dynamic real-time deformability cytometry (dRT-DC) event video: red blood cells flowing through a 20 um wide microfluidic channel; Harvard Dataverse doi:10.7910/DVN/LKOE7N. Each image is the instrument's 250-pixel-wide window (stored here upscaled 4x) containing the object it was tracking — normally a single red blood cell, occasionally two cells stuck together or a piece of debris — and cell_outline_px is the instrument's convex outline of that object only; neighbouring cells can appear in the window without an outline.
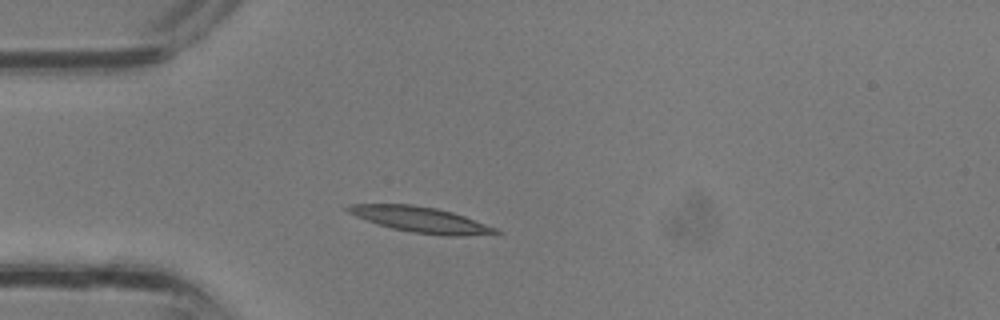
{"species": "common noctule bat (a hibernating species)", "species_latin": "Nyctalus noctula", "temperature_condition": "room temperature", "stored_images_in_passage": 24, "camera_frame_rate_fps": 3000, "um_per_image_px": 0.085, "animal": {"sex": "male", "body_mass_g": 13.3}, "frame": {"image": 1, "passage_image": 4, "time_ms": 1.0, "image_size_px": [1000, 320], "cell_outline_px": [[504, 232], [464, 236], [448, 236], [412, 232], [392, 228], [356, 216], [348, 212], [344, 208], [348, 204], [412, 204], [436, 208], [452, 212], [464, 216], [496, 228]], "centroid_in_image_um": [35.76, 18.66], "position_along_channel_um": 49.2, "area_um2": 21.73}}
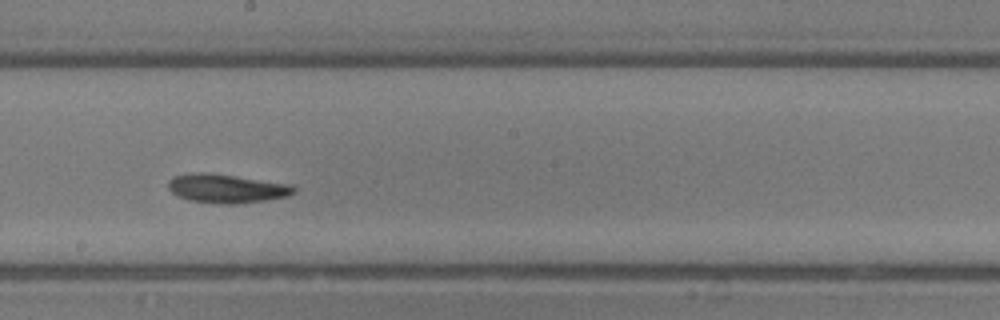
{"frame": {"image": 2, "passage_image": 14, "time_ms": 4.333, "image_size_px": [1000, 320], "cell_outline_px": [[296, 192], [288, 196], [264, 200], [236, 204], [220, 204], [188, 200], [172, 192], [168, 188], [168, 180], [172, 176], [200, 172], [204, 172], [292, 184], [296, 188]], "centroid_in_image_um": [19.27, 16.02], "position_along_channel_um": 228.9, "area_um2": 20.98}}
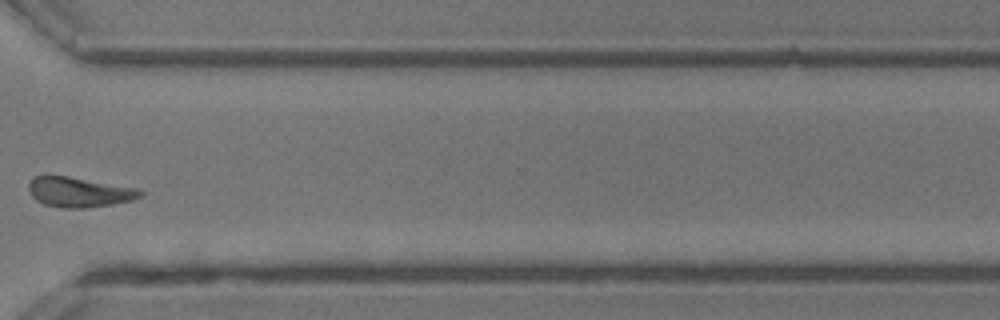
{"frame": {"image": 3, "passage_image": 21, "time_ms": 6.667, "image_size_px": [1000, 320], "cell_outline_px": [[144, 192], [140, 196], [132, 200], [112, 204], [88, 208], [60, 208], [44, 204], [36, 200], [28, 192], [28, 180], [32, 176], [68, 176], [136, 188]], "centroid_in_image_um": [6.66, 16.33], "position_along_channel_um": 363.9, "area_um2": 19.54}}